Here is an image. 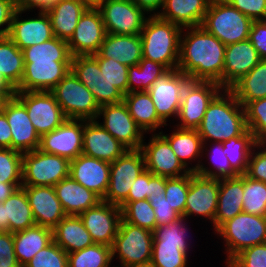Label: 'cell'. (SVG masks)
Wrapping results in <instances>:
<instances>
[{"instance_id":"obj_35","label":"cell","mask_w":266,"mask_h":267,"mask_svg":"<svg viewBox=\"0 0 266 267\" xmlns=\"http://www.w3.org/2000/svg\"><path fill=\"white\" fill-rule=\"evenodd\" d=\"M128 110L143 132L156 131L165 124L157 115L151 96L147 91L127 93L123 98Z\"/></svg>"},{"instance_id":"obj_24","label":"cell","mask_w":266,"mask_h":267,"mask_svg":"<svg viewBox=\"0 0 266 267\" xmlns=\"http://www.w3.org/2000/svg\"><path fill=\"white\" fill-rule=\"evenodd\" d=\"M127 150L98 121L83 119L82 154L112 163Z\"/></svg>"},{"instance_id":"obj_23","label":"cell","mask_w":266,"mask_h":267,"mask_svg":"<svg viewBox=\"0 0 266 267\" xmlns=\"http://www.w3.org/2000/svg\"><path fill=\"white\" fill-rule=\"evenodd\" d=\"M25 11L15 10L8 37L22 51L30 46L46 42L54 37L50 19L46 11H40L38 18L21 19Z\"/></svg>"},{"instance_id":"obj_34","label":"cell","mask_w":266,"mask_h":267,"mask_svg":"<svg viewBox=\"0 0 266 267\" xmlns=\"http://www.w3.org/2000/svg\"><path fill=\"white\" fill-rule=\"evenodd\" d=\"M17 261L24 267L40 250L53 241L52 229L34 225L13 233Z\"/></svg>"},{"instance_id":"obj_53","label":"cell","mask_w":266,"mask_h":267,"mask_svg":"<svg viewBox=\"0 0 266 267\" xmlns=\"http://www.w3.org/2000/svg\"><path fill=\"white\" fill-rule=\"evenodd\" d=\"M105 78L112 83L123 95L128 93V66L120 64L112 58H95Z\"/></svg>"},{"instance_id":"obj_66","label":"cell","mask_w":266,"mask_h":267,"mask_svg":"<svg viewBox=\"0 0 266 267\" xmlns=\"http://www.w3.org/2000/svg\"><path fill=\"white\" fill-rule=\"evenodd\" d=\"M20 187H22V183L0 182V203H3Z\"/></svg>"},{"instance_id":"obj_45","label":"cell","mask_w":266,"mask_h":267,"mask_svg":"<svg viewBox=\"0 0 266 267\" xmlns=\"http://www.w3.org/2000/svg\"><path fill=\"white\" fill-rule=\"evenodd\" d=\"M243 212L266 216V183L243 174Z\"/></svg>"},{"instance_id":"obj_14","label":"cell","mask_w":266,"mask_h":267,"mask_svg":"<svg viewBox=\"0 0 266 267\" xmlns=\"http://www.w3.org/2000/svg\"><path fill=\"white\" fill-rule=\"evenodd\" d=\"M99 116L104 119V124H99L128 150L141 149L144 132L130 115L124 101L100 106L97 119Z\"/></svg>"},{"instance_id":"obj_17","label":"cell","mask_w":266,"mask_h":267,"mask_svg":"<svg viewBox=\"0 0 266 267\" xmlns=\"http://www.w3.org/2000/svg\"><path fill=\"white\" fill-rule=\"evenodd\" d=\"M82 149L83 119H66L59 127L40 137L39 150L69 161L81 155Z\"/></svg>"},{"instance_id":"obj_37","label":"cell","mask_w":266,"mask_h":267,"mask_svg":"<svg viewBox=\"0 0 266 267\" xmlns=\"http://www.w3.org/2000/svg\"><path fill=\"white\" fill-rule=\"evenodd\" d=\"M159 133L169 142L170 147L181 163L191 171V168L188 167L189 162L187 163L186 161H192V159L195 161L197 157L202 155L206 147L203 145V140L198 131L177 128L172 135Z\"/></svg>"},{"instance_id":"obj_2","label":"cell","mask_w":266,"mask_h":267,"mask_svg":"<svg viewBox=\"0 0 266 267\" xmlns=\"http://www.w3.org/2000/svg\"><path fill=\"white\" fill-rule=\"evenodd\" d=\"M197 131L203 145L209 139L222 143L241 136L248 131L245 109L229 89H224L208 105Z\"/></svg>"},{"instance_id":"obj_33","label":"cell","mask_w":266,"mask_h":267,"mask_svg":"<svg viewBox=\"0 0 266 267\" xmlns=\"http://www.w3.org/2000/svg\"><path fill=\"white\" fill-rule=\"evenodd\" d=\"M53 241L66 253L76 252L94 244L79 215H66L52 229Z\"/></svg>"},{"instance_id":"obj_1","label":"cell","mask_w":266,"mask_h":267,"mask_svg":"<svg viewBox=\"0 0 266 267\" xmlns=\"http://www.w3.org/2000/svg\"><path fill=\"white\" fill-rule=\"evenodd\" d=\"M184 29L188 31L181 35L177 69L191 81H213L223 88L226 46L202 26Z\"/></svg>"},{"instance_id":"obj_26","label":"cell","mask_w":266,"mask_h":267,"mask_svg":"<svg viewBox=\"0 0 266 267\" xmlns=\"http://www.w3.org/2000/svg\"><path fill=\"white\" fill-rule=\"evenodd\" d=\"M36 225L53 229L66 213L53 186H22Z\"/></svg>"},{"instance_id":"obj_30","label":"cell","mask_w":266,"mask_h":267,"mask_svg":"<svg viewBox=\"0 0 266 267\" xmlns=\"http://www.w3.org/2000/svg\"><path fill=\"white\" fill-rule=\"evenodd\" d=\"M243 192V174L219 179L218 204L213 222L215 231L243 212Z\"/></svg>"},{"instance_id":"obj_3","label":"cell","mask_w":266,"mask_h":267,"mask_svg":"<svg viewBox=\"0 0 266 267\" xmlns=\"http://www.w3.org/2000/svg\"><path fill=\"white\" fill-rule=\"evenodd\" d=\"M182 30L157 15L149 16L140 33L143 58L160 63L168 70L177 69Z\"/></svg>"},{"instance_id":"obj_25","label":"cell","mask_w":266,"mask_h":267,"mask_svg":"<svg viewBox=\"0 0 266 267\" xmlns=\"http://www.w3.org/2000/svg\"><path fill=\"white\" fill-rule=\"evenodd\" d=\"M69 175L103 200L110 180V163L81 154L70 161Z\"/></svg>"},{"instance_id":"obj_39","label":"cell","mask_w":266,"mask_h":267,"mask_svg":"<svg viewBox=\"0 0 266 267\" xmlns=\"http://www.w3.org/2000/svg\"><path fill=\"white\" fill-rule=\"evenodd\" d=\"M23 52L8 37L0 38V73L16 89L24 73Z\"/></svg>"},{"instance_id":"obj_63","label":"cell","mask_w":266,"mask_h":267,"mask_svg":"<svg viewBox=\"0 0 266 267\" xmlns=\"http://www.w3.org/2000/svg\"><path fill=\"white\" fill-rule=\"evenodd\" d=\"M12 134L6 115L0 113V148H11Z\"/></svg>"},{"instance_id":"obj_51","label":"cell","mask_w":266,"mask_h":267,"mask_svg":"<svg viewBox=\"0 0 266 267\" xmlns=\"http://www.w3.org/2000/svg\"><path fill=\"white\" fill-rule=\"evenodd\" d=\"M188 255L179 246L152 245L151 264L154 267H186Z\"/></svg>"},{"instance_id":"obj_10","label":"cell","mask_w":266,"mask_h":267,"mask_svg":"<svg viewBox=\"0 0 266 267\" xmlns=\"http://www.w3.org/2000/svg\"><path fill=\"white\" fill-rule=\"evenodd\" d=\"M221 89V90H220ZM223 91L213 81H190L183 91L176 125L180 129L197 130L211 101Z\"/></svg>"},{"instance_id":"obj_27","label":"cell","mask_w":266,"mask_h":267,"mask_svg":"<svg viewBox=\"0 0 266 267\" xmlns=\"http://www.w3.org/2000/svg\"><path fill=\"white\" fill-rule=\"evenodd\" d=\"M261 60L249 39L227 45L224 55L223 90L230 89Z\"/></svg>"},{"instance_id":"obj_13","label":"cell","mask_w":266,"mask_h":267,"mask_svg":"<svg viewBox=\"0 0 266 267\" xmlns=\"http://www.w3.org/2000/svg\"><path fill=\"white\" fill-rule=\"evenodd\" d=\"M191 79L178 69H169L147 91L158 117L166 124L167 118L177 117L183 91Z\"/></svg>"},{"instance_id":"obj_7","label":"cell","mask_w":266,"mask_h":267,"mask_svg":"<svg viewBox=\"0 0 266 267\" xmlns=\"http://www.w3.org/2000/svg\"><path fill=\"white\" fill-rule=\"evenodd\" d=\"M70 161L39 149L22 155V186H55L69 176Z\"/></svg>"},{"instance_id":"obj_19","label":"cell","mask_w":266,"mask_h":267,"mask_svg":"<svg viewBox=\"0 0 266 267\" xmlns=\"http://www.w3.org/2000/svg\"><path fill=\"white\" fill-rule=\"evenodd\" d=\"M79 217L94 243L112 247L122 219L119 206L101 201L97 206L85 210Z\"/></svg>"},{"instance_id":"obj_58","label":"cell","mask_w":266,"mask_h":267,"mask_svg":"<svg viewBox=\"0 0 266 267\" xmlns=\"http://www.w3.org/2000/svg\"><path fill=\"white\" fill-rule=\"evenodd\" d=\"M151 189V172L144 170L132 184L128 193V198L124 202H134L148 199Z\"/></svg>"},{"instance_id":"obj_22","label":"cell","mask_w":266,"mask_h":267,"mask_svg":"<svg viewBox=\"0 0 266 267\" xmlns=\"http://www.w3.org/2000/svg\"><path fill=\"white\" fill-rule=\"evenodd\" d=\"M71 70V62L32 61L25 63L16 91H51Z\"/></svg>"},{"instance_id":"obj_60","label":"cell","mask_w":266,"mask_h":267,"mask_svg":"<svg viewBox=\"0 0 266 267\" xmlns=\"http://www.w3.org/2000/svg\"><path fill=\"white\" fill-rule=\"evenodd\" d=\"M249 40L258 51L261 59H266V21H253Z\"/></svg>"},{"instance_id":"obj_31","label":"cell","mask_w":266,"mask_h":267,"mask_svg":"<svg viewBox=\"0 0 266 267\" xmlns=\"http://www.w3.org/2000/svg\"><path fill=\"white\" fill-rule=\"evenodd\" d=\"M54 189L66 215H80L102 201L97 194L76 182L70 175L57 183Z\"/></svg>"},{"instance_id":"obj_67","label":"cell","mask_w":266,"mask_h":267,"mask_svg":"<svg viewBox=\"0 0 266 267\" xmlns=\"http://www.w3.org/2000/svg\"><path fill=\"white\" fill-rule=\"evenodd\" d=\"M0 93H3L8 99L15 96L16 89L0 73Z\"/></svg>"},{"instance_id":"obj_40","label":"cell","mask_w":266,"mask_h":267,"mask_svg":"<svg viewBox=\"0 0 266 267\" xmlns=\"http://www.w3.org/2000/svg\"><path fill=\"white\" fill-rule=\"evenodd\" d=\"M222 147L231 168L238 175L246 174L251 150L258 148L253 134L248 130L241 136L222 142Z\"/></svg>"},{"instance_id":"obj_64","label":"cell","mask_w":266,"mask_h":267,"mask_svg":"<svg viewBox=\"0 0 266 267\" xmlns=\"http://www.w3.org/2000/svg\"><path fill=\"white\" fill-rule=\"evenodd\" d=\"M166 188V177L151 173V189L149 197L163 196Z\"/></svg>"},{"instance_id":"obj_38","label":"cell","mask_w":266,"mask_h":267,"mask_svg":"<svg viewBox=\"0 0 266 267\" xmlns=\"http://www.w3.org/2000/svg\"><path fill=\"white\" fill-rule=\"evenodd\" d=\"M3 203L5 220L9 221V232L15 233L36 225L27 195L22 187Z\"/></svg>"},{"instance_id":"obj_61","label":"cell","mask_w":266,"mask_h":267,"mask_svg":"<svg viewBox=\"0 0 266 267\" xmlns=\"http://www.w3.org/2000/svg\"><path fill=\"white\" fill-rule=\"evenodd\" d=\"M15 10L14 0H0V28L6 25L5 28L0 29V38L8 36Z\"/></svg>"},{"instance_id":"obj_5","label":"cell","mask_w":266,"mask_h":267,"mask_svg":"<svg viewBox=\"0 0 266 267\" xmlns=\"http://www.w3.org/2000/svg\"><path fill=\"white\" fill-rule=\"evenodd\" d=\"M227 246L226 264L245 248L266 241V216L240 213L224 222L216 231Z\"/></svg>"},{"instance_id":"obj_21","label":"cell","mask_w":266,"mask_h":267,"mask_svg":"<svg viewBox=\"0 0 266 267\" xmlns=\"http://www.w3.org/2000/svg\"><path fill=\"white\" fill-rule=\"evenodd\" d=\"M219 178L203 177L190 172L184 218L198 214L214 222L217 211Z\"/></svg>"},{"instance_id":"obj_69","label":"cell","mask_w":266,"mask_h":267,"mask_svg":"<svg viewBox=\"0 0 266 267\" xmlns=\"http://www.w3.org/2000/svg\"><path fill=\"white\" fill-rule=\"evenodd\" d=\"M84 2L88 7H97L100 3V0H80Z\"/></svg>"},{"instance_id":"obj_43","label":"cell","mask_w":266,"mask_h":267,"mask_svg":"<svg viewBox=\"0 0 266 267\" xmlns=\"http://www.w3.org/2000/svg\"><path fill=\"white\" fill-rule=\"evenodd\" d=\"M112 259L110 246L94 243L82 250L68 253V267H109Z\"/></svg>"},{"instance_id":"obj_6","label":"cell","mask_w":266,"mask_h":267,"mask_svg":"<svg viewBox=\"0 0 266 267\" xmlns=\"http://www.w3.org/2000/svg\"><path fill=\"white\" fill-rule=\"evenodd\" d=\"M51 92L67 119L97 120L100 106L71 70Z\"/></svg>"},{"instance_id":"obj_52","label":"cell","mask_w":266,"mask_h":267,"mask_svg":"<svg viewBox=\"0 0 266 267\" xmlns=\"http://www.w3.org/2000/svg\"><path fill=\"white\" fill-rule=\"evenodd\" d=\"M24 267H68V253L52 241L35 254Z\"/></svg>"},{"instance_id":"obj_62","label":"cell","mask_w":266,"mask_h":267,"mask_svg":"<svg viewBox=\"0 0 266 267\" xmlns=\"http://www.w3.org/2000/svg\"><path fill=\"white\" fill-rule=\"evenodd\" d=\"M58 1L59 0H14V5L17 10L22 11H30L32 8H40L39 11H45Z\"/></svg>"},{"instance_id":"obj_57","label":"cell","mask_w":266,"mask_h":267,"mask_svg":"<svg viewBox=\"0 0 266 267\" xmlns=\"http://www.w3.org/2000/svg\"><path fill=\"white\" fill-rule=\"evenodd\" d=\"M0 267H21L14 251L13 233L0 232Z\"/></svg>"},{"instance_id":"obj_68","label":"cell","mask_w":266,"mask_h":267,"mask_svg":"<svg viewBox=\"0 0 266 267\" xmlns=\"http://www.w3.org/2000/svg\"><path fill=\"white\" fill-rule=\"evenodd\" d=\"M0 230L9 231V221L5 220L4 203H0Z\"/></svg>"},{"instance_id":"obj_8","label":"cell","mask_w":266,"mask_h":267,"mask_svg":"<svg viewBox=\"0 0 266 267\" xmlns=\"http://www.w3.org/2000/svg\"><path fill=\"white\" fill-rule=\"evenodd\" d=\"M153 232L121 219L112 245V258L119 256L121 267L147 264L152 259Z\"/></svg>"},{"instance_id":"obj_16","label":"cell","mask_w":266,"mask_h":267,"mask_svg":"<svg viewBox=\"0 0 266 267\" xmlns=\"http://www.w3.org/2000/svg\"><path fill=\"white\" fill-rule=\"evenodd\" d=\"M106 34L100 10L97 7H88L67 42L72 57L97 54Z\"/></svg>"},{"instance_id":"obj_49","label":"cell","mask_w":266,"mask_h":267,"mask_svg":"<svg viewBox=\"0 0 266 267\" xmlns=\"http://www.w3.org/2000/svg\"><path fill=\"white\" fill-rule=\"evenodd\" d=\"M22 155L11 148H0V182L22 183Z\"/></svg>"},{"instance_id":"obj_55","label":"cell","mask_w":266,"mask_h":267,"mask_svg":"<svg viewBox=\"0 0 266 267\" xmlns=\"http://www.w3.org/2000/svg\"><path fill=\"white\" fill-rule=\"evenodd\" d=\"M156 215L157 227L179 220L182 216L173 209L168 200L163 196L148 197Z\"/></svg>"},{"instance_id":"obj_32","label":"cell","mask_w":266,"mask_h":267,"mask_svg":"<svg viewBox=\"0 0 266 267\" xmlns=\"http://www.w3.org/2000/svg\"><path fill=\"white\" fill-rule=\"evenodd\" d=\"M87 8L88 6L80 0H59L45 10L50 19L54 37L68 42Z\"/></svg>"},{"instance_id":"obj_56","label":"cell","mask_w":266,"mask_h":267,"mask_svg":"<svg viewBox=\"0 0 266 267\" xmlns=\"http://www.w3.org/2000/svg\"><path fill=\"white\" fill-rule=\"evenodd\" d=\"M234 6L252 21H264L266 19V0H223Z\"/></svg>"},{"instance_id":"obj_20","label":"cell","mask_w":266,"mask_h":267,"mask_svg":"<svg viewBox=\"0 0 266 267\" xmlns=\"http://www.w3.org/2000/svg\"><path fill=\"white\" fill-rule=\"evenodd\" d=\"M2 112L10 125L11 149L21 153L39 149L40 136L28 116L25 105L16 96L6 101Z\"/></svg>"},{"instance_id":"obj_4","label":"cell","mask_w":266,"mask_h":267,"mask_svg":"<svg viewBox=\"0 0 266 267\" xmlns=\"http://www.w3.org/2000/svg\"><path fill=\"white\" fill-rule=\"evenodd\" d=\"M252 22L223 0H211L201 26L227 46L249 39Z\"/></svg>"},{"instance_id":"obj_36","label":"cell","mask_w":266,"mask_h":267,"mask_svg":"<svg viewBox=\"0 0 266 267\" xmlns=\"http://www.w3.org/2000/svg\"><path fill=\"white\" fill-rule=\"evenodd\" d=\"M238 102L245 107L249 102L266 97V59L258 64L230 89Z\"/></svg>"},{"instance_id":"obj_59","label":"cell","mask_w":266,"mask_h":267,"mask_svg":"<svg viewBox=\"0 0 266 267\" xmlns=\"http://www.w3.org/2000/svg\"><path fill=\"white\" fill-rule=\"evenodd\" d=\"M254 151V152H253ZM246 175L251 179L266 183V150H251Z\"/></svg>"},{"instance_id":"obj_29","label":"cell","mask_w":266,"mask_h":267,"mask_svg":"<svg viewBox=\"0 0 266 267\" xmlns=\"http://www.w3.org/2000/svg\"><path fill=\"white\" fill-rule=\"evenodd\" d=\"M211 0H164L159 18L181 28L201 26Z\"/></svg>"},{"instance_id":"obj_72","label":"cell","mask_w":266,"mask_h":267,"mask_svg":"<svg viewBox=\"0 0 266 267\" xmlns=\"http://www.w3.org/2000/svg\"><path fill=\"white\" fill-rule=\"evenodd\" d=\"M262 146V147H261ZM264 147V148H263ZM258 148H259V150L261 149V148H263V149H265L266 150V139L260 144V145H258Z\"/></svg>"},{"instance_id":"obj_42","label":"cell","mask_w":266,"mask_h":267,"mask_svg":"<svg viewBox=\"0 0 266 267\" xmlns=\"http://www.w3.org/2000/svg\"><path fill=\"white\" fill-rule=\"evenodd\" d=\"M22 52L24 63H31L32 61L71 62L72 60L67 41L57 37L25 48Z\"/></svg>"},{"instance_id":"obj_47","label":"cell","mask_w":266,"mask_h":267,"mask_svg":"<svg viewBox=\"0 0 266 267\" xmlns=\"http://www.w3.org/2000/svg\"><path fill=\"white\" fill-rule=\"evenodd\" d=\"M211 147H213V150L211 148V151H209L210 153L208 154L211 155L210 157L212 158L209 159H211L210 161L212 162L213 167H215L214 170H216L212 171L198 162L194 167L192 166L191 172H195L203 177L219 179L238 176V174L231 168L228 158L223 152L222 143L214 142L211 144Z\"/></svg>"},{"instance_id":"obj_9","label":"cell","mask_w":266,"mask_h":267,"mask_svg":"<svg viewBox=\"0 0 266 267\" xmlns=\"http://www.w3.org/2000/svg\"><path fill=\"white\" fill-rule=\"evenodd\" d=\"M146 170L141 149L127 150L110 163V180L103 202L120 206L127 198L134 180Z\"/></svg>"},{"instance_id":"obj_48","label":"cell","mask_w":266,"mask_h":267,"mask_svg":"<svg viewBox=\"0 0 266 267\" xmlns=\"http://www.w3.org/2000/svg\"><path fill=\"white\" fill-rule=\"evenodd\" d=\"M244 109L248 130L260 145L266 139V97L249 102Z\"/></svg>"},{"instance_id":"obj_44","label":"cell","mask_w":266,"mask_h":267,"mask_svg":"<svg viewBox=\"0 0 266 267\" xmlns=\"http://www.w3.org/2000/svg\"><path fill=\"white\" fill-rule=\"evenodd\" d=\"M121 217L127 223L150 230L157 227L156 215L148 199L123 202L120 206Z\"/></svg>"},{"instance_id":"obj_46","label":"cell","mask_w":266,"mask_h":267,"mask_svg":"<svg viewBox=\"0 0 266 267\" xmlns=\"http://www.w3.org/2000/svg\"><path fill=\"white\" fill-rule=\"evenodd\" d=\"M184 220L186 221L185 218L181 217L177 221L156 227L153 231L152 245L179 246V249L187 254L189 244L186 233L188 230Z\"/></svg>"},{"instance_id":"obj_65","label":"cell","mask_w":266,"mask_h":267,"mask_svg":"<svg viewBox=\"0 0 266 267\" xmlns=\"http://www.w3.org/2000/svg\"><path fill=\"white\" fill-rule=\"evenodd\" d=\"M139 8L146 12H153L163 6L164 0H132Z\"/></svg>"},{"instance_id":"obj_71","label":"cell","mask_w":266,"mask_h":267,"mask_svg":"<svg viewBox=\"0 0 266 267\" xmlns=\"http://www.w3.org/2000/svg\"><path fill=\"white\" fill-rule=\"evenodd\" d=\"M130 267H154V266L151 263H147V264L133 265Z\"/></svg>"},{"instance_id":"obj_12","label":"cell","mask_w":266,"mask_h":267,"mask_svg":"<svg viewBox=\"0 0 266 267\" xmlns=\"http://www.w3.org/2000/svg\"><path fill=\"white\" fill-rule=\"evenodd\" d=\"M97 8L108 34H140L147 20L145 11L132 0H102Z\"/></svg>"},{"instance_id":"obj_50","label":"cell","mask_w":266,"mask_h":267,"mask_svg":"<svg viewBox=\"0 0 266 267\" xmlns=\"http://www.w3.org/2000/svg\"><path fill=\"white\" fill-rule=\"evenodd\" d=\"M189 183L190 173L177 178H166L165 198L183 218Z\"/></svg>"},{"instance_id":"obj_11","label":"cell","mask_w":266,"mask_h":267,"mask_svg":"<svg viewBox=\"0 0 266 267\" xmlns=\"http://www.w3.org/2000/svg\"><path fill=\"white\" fill-rule=\"evenodd\" d=\"M41 137L59 127L67 118L51 91H16Z\"/></svg>"},{"instance_id":"obj_28","label":"cell","mask_w":266,"mask_h":267,"mask_svg":"<svg viewBox=\"0 0 266 267\" xmlns=\"http://www.w3.org/2000/svg\"><path fill=\"white\" fill-rule=\"evenodd\" d=\"M92 56L94 58H112L128 67L137 65L143 58L140 34L115 35L107 33L98 53Z\"/></svg>"},{"instance_id":"obj_41","label":"cell","mask_w":266,"mask_h":267,"mask_svg":"<svg viewBox=\"0 0 266 267\" xmlns=\"http://www.w3.org/2000/svg\"><path fill=\"white\" fill-rule=\"evenodd\" d=\"M167 71L164 65L142 58L137 65L128 68V93L139 92V89L148 91L151 85Z\"/></svg>"},{"instance_id":"obj_54","label":"cell","mask_w":266,"mask_h":267,"mask_svg":"<svg viewBox=\"0 0 266 267\" xmlns=\"http://www.w3.org/2000/svg\"><path fill=\"white\" fill-rule=\"evenodd\" d=\"M227 267H266V243L245 248L227 263Z\"/></svg>"},{"instance_id":"obj_70","label":"cell","mask_w":266,"mask_h":267,"mask_svg":"<svg viewBox=\"0 0 266 267\" xmlns=\"http://www.w3.org/2000/svg\"><path fill=\"white\" fill-rule=\"evenodd\" d=\"M7 100L8 98L3 93H0V113L3 111L4 105Z\"/></svg>"},{"instance_id":"obj_18","label":"cell","mask_w":266,"mask_h":267,"mask_svg":"<svg viewBox=\"0 0 266 267\" xmlns=\"http://www.w3.org/2000/svg\"><path fill=\"white\" fill-rule=\"evenodd\" d=\"M149 141L148 144L143 142L141 146L146 170L166 178H177L191 172L177 158L169 142L160 133H154Z\"/></svg>"},{"instance_id":"obj_15","label":"cell","mask_w":266,"mask_h":267,"mask_svg":"<svg viewBox=\"0 0 266 267\" xmlns=\"http://www.w3.org/2000/svg\"><path fill=\"white\" fill-rule=\"evenodd\" d=\"M71 71L90 90L99 106L123 102L124 95L102 75L92 55L72 57Z\"/></svg>"}]
</instances>
